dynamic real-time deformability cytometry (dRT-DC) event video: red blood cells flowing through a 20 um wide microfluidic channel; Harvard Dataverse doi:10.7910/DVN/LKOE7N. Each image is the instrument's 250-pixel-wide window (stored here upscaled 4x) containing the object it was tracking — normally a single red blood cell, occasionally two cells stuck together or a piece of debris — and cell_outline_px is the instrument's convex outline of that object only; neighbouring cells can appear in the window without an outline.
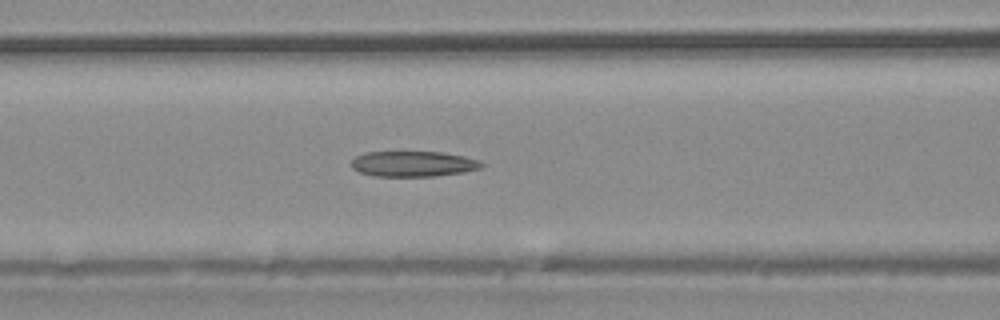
{"species": "common noctule bat (a hibernating species)", "species_latin": "Nyctalus noctula", "temperature_condition": "warm", "stored_images_in_passage": 39, "segment_of_instrument_passage": [1, 2], "camera_frame_rate_fps": 3000, "um_per_image_px": 0.085, "animal": {"sex": "male", "body_mass_g": 20.4}, "frame": {"image": 1, "passage_image": 16, "time_ms": 5.0, "image_size_px": [1000, 320], "cell_outline_px": [[484, 164], [480, 168], [464, 172], [432, 176], [372, 176], [360, 172], [352, 168], [348, 164], [356, 156], [364, 152], [444, 152], [464, 156], [480, 160]], "centroid_in_image_um": [35.09, 13.92], "position_along_channel_um": 131.5, "area_um2": 19.48}}
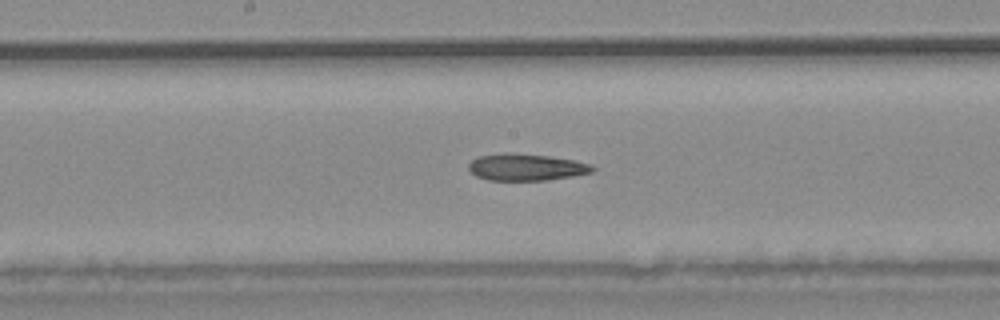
{"frame": {"image": 2, "passage_image": 20, "time_ms": 6.333, "image_size_px": [1000, 320], "cell_outline_px": [[596, 168], [592, 172], [572, 176], [548, 180], [488, 180], [476, 176], [468, 168], [468, 164], [472, 160], [480, 156], [548, 156], [572, 160], [592, 164]], "centroid_in_image_um": [44.79, 14.27], "position_along_channel_um": 203.4, "area_um2": 18.26}}
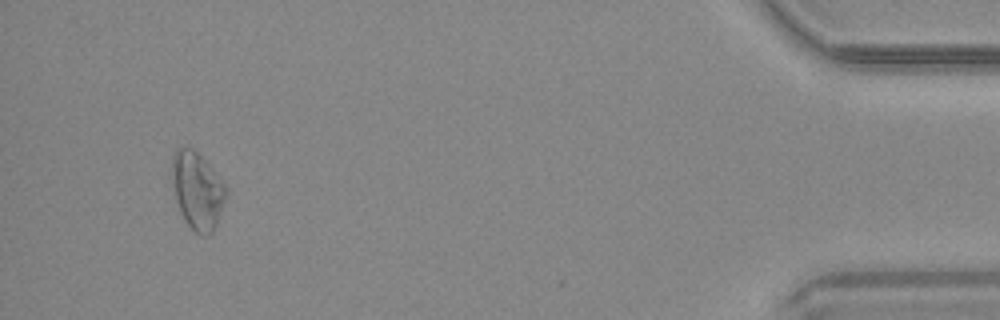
{"frame": {"image": 3, "passage_image": 36, "time_ms": 11.667, "image_size_px": [1000, 320], "cell_outline_px": [[228, 192], [216, 224], [212, 232], [204, 236], [196, 232], [184, 220], [180, 212], [176, 200], [172, 180], [172, 156], [176, 148], [192, 148], [208, 164], [228, 188]], "centroid_in_image_um": [16.77, 16.2], "position_along_channel_um": 418.4, "area_um2": 23.99}}